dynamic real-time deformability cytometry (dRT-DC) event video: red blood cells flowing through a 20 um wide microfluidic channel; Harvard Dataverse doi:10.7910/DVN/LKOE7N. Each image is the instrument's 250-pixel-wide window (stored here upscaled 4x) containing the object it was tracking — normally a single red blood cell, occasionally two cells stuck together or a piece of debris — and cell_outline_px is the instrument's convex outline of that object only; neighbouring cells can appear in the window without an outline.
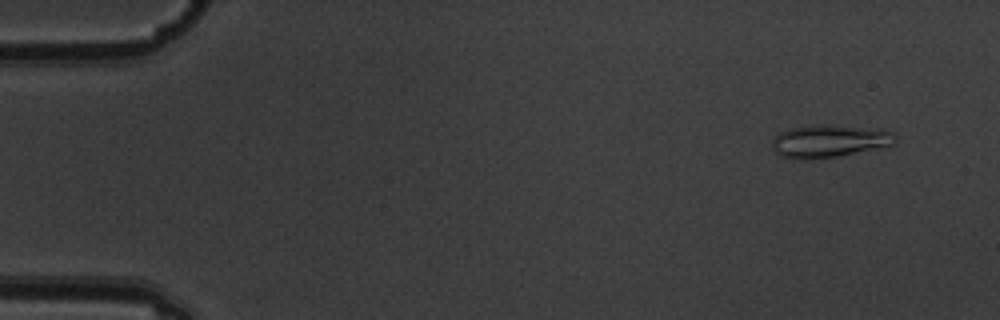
{"species": "common noctule bat (a hibernating species)", "species_latin": "Nyctalus noctula", "temperature_condition": "warm", "stored_images_in_passage": 9, "camera_frame_rate_fps": 3000, "um_per_image_px": 0.085, "animal": {"sex": "male", "body_mass_g": 19.5, "forearm_length_mm": 54.6}, "frame": {"image": 1, "passage_image": 2, "time_ms": 0.333, "image_size_px": [1000, 320], "cell_outline_px": [[896, 140], [892, 144], [876, 148], [836, 156], [804, 160], [800, 160], [780, 156], [772, 148], [772, 140], [780, 132], [788, 128], [812, 124], [820, 124], [880, 128], [896, 132]], "centroid_in_image_um": [70.47, 11.97], "position_along_channel_um": 14.5, "area_um2": 23.64}}
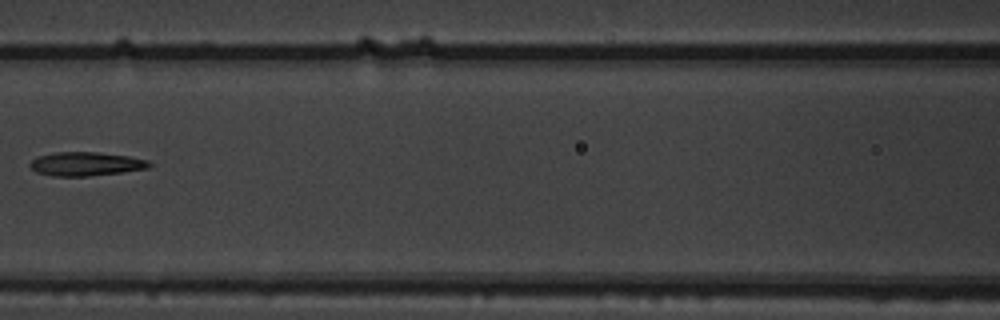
{"frame": {"image": 2, "passage_image": 7, "time_ms": 2.0, "image_size_px": [1000, 320], "cell_outline_px": [[152, 164], [148, 168], [124, 172], [88, 176], [52, 176], [36, 172], [28, 164], [32, 160], [40, 156], [56, 152], [100, 152], [128, 156], [148, 160]], "centroid_in_image_um": [7.32, 13.93], "position_along_channel_um": 159.3, "area_um2": 16.53}}
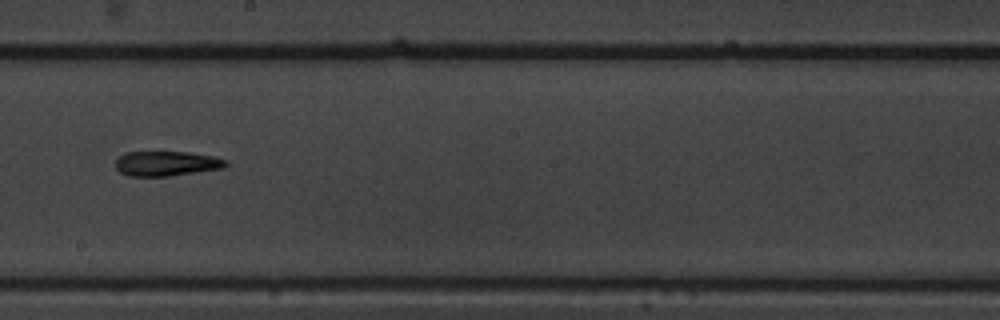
{"frame": {"image": 3, "passage_image": 9, "time_ms": 2.667, "image_size_px": [1000, 320], "cell_outline_px": [[228, 164], [224, 168], [168, 176], [128, 176], [120, 172], [116, 168], [116, 160], [124, 152], [188, 152], [216, 156], [228, 160]], "centroid_in_image_um": [14.18, 13.89], "position_along_channel_um": 234.0, "area_um2": 16.07}}